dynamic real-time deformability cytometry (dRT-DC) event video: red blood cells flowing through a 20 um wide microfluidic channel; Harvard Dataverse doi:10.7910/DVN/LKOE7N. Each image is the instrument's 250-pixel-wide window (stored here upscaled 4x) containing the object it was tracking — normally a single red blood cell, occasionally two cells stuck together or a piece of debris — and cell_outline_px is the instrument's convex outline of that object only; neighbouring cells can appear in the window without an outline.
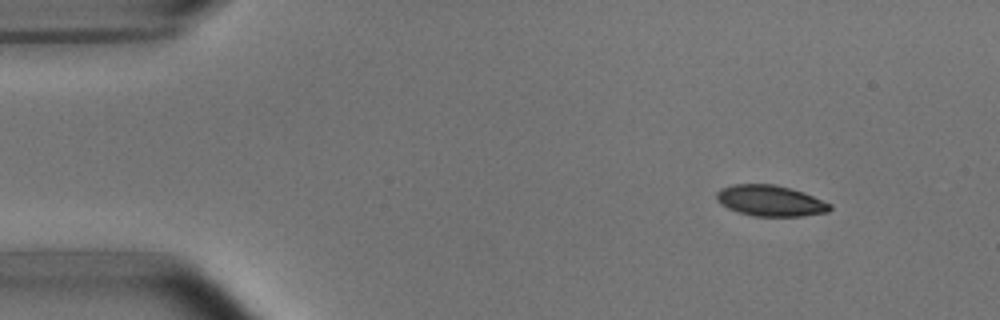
{"species": "common noctule bat (a hibernating species)", "species_latin": "Nyctalus noctula", "temperature_condition": "room temperature", "stored_images_in_passage": 9, "camera_frame_rate_fps": 3000, "um_per_image_px": 0.085, "animal": {"sex": "male", "body_mass_g": 15.6}, "frame": {"image": 1, "passage_image": 2, "time_ms": 1.333, "image_size_px": [1000, 320], "cell_outline_px": [[832, 208], [828, 212], [804, 216], [752, 216], [736, 212], [720, 204], [716, 200], [716, 192], [720, 188], [732, 184], [772, 184], [804, 192], [832, 204]], "centroid_in_image_um": [65.45, 17.07], "position_along_channel_um": 19.5, "area_um2": 20.63}}
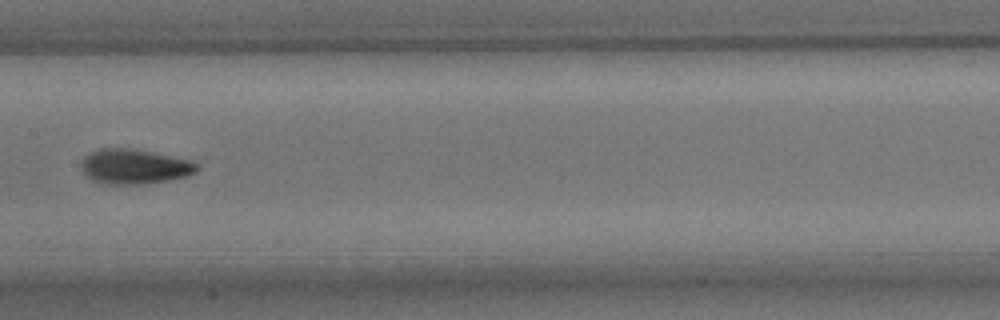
{"frame": {"image": 2, "passage_image": 8, "time_ms": 8.333, "image_size_px": [1000, 320], "cell_outline_px": [[200, 168], [196, 172], [188, 176], [168, 180], [140, 184], [100, 184], [92, 180], [84, 172], [84, 156], [100, 148], [132, 148], [196, 160], [200, 164]], "centroid_in_image_um": [11.54, 14.15], "position_along_channel_um": 195.9, "area_um2": 23.7}}
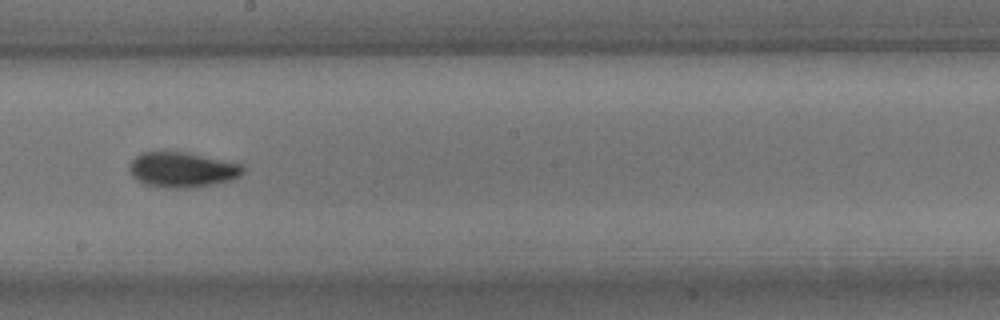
{"frame": {"image": 3, "passage_image": 9, "time_ms": 9.333, "image_size_px": [1000, 320], "cell_outline_px": [[244, 172], [240, 176], [232, 180], [184, 188], [168, 188], [144, 184], [136, 180], [132, 176], [128, 168], [128, 164], [136, 156], [144, 152], [184, 152], [244, 164]], "centroid_in_image_um": [15.47, 14.42], "position_along_channel_um": 232.7, "area_um2": 23.18}}